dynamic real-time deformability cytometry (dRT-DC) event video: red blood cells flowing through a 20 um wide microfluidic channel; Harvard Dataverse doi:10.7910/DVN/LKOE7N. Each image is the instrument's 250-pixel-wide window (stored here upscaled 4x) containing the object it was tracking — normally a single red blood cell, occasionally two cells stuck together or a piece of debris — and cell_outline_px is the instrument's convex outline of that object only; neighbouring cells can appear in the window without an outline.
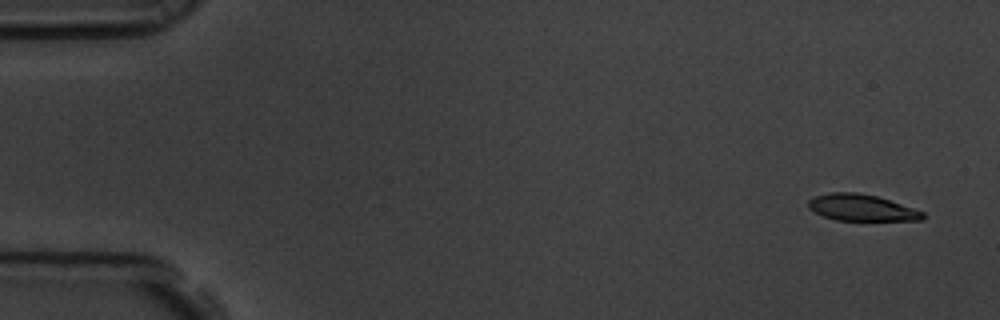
{"species": "common noctule bat (a hibernating species)", "species_latin": "Nyctalus noctula", "temperature_condition": "room temperature", "stored_images_in_passage": 5, "camera_frame_rate_fps": 3000, "um_per_image_px": 0.085, "animal": {"sex": "male", "body_mass_g": 19.5, "forearm_length_mm": 54.6}, "frame": {"image": 1, "passage_image": 1, "time_ms": 0.0, "image_size_px": [1000, 320], "cell_outline_px": [[924, 220], [836, 220], [824, 216], [808, 208], [808, 200], [816, 196], [832, 192], [856, 192], [876, 196], [924, 212]], "centroid_in_image_um": [73.21, 17.65], "position_along_channel_um": 11.8, "area_um2": 17.34}}
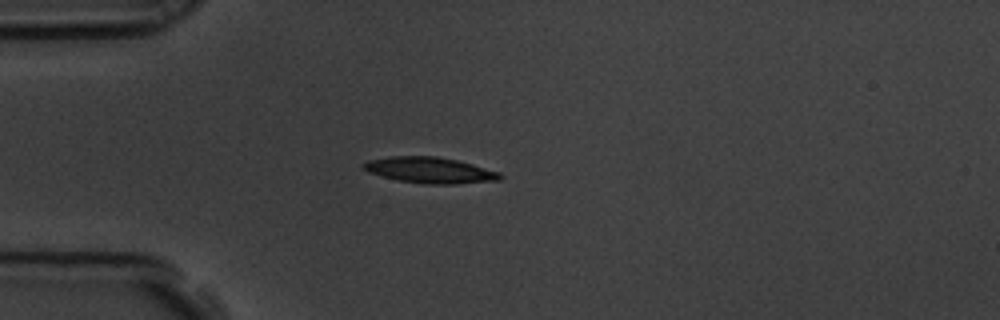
{"frame": {"image": 2, "passage_image": 5, "time_ms": 1.333, "image_size_px": [1000, 320], "cell_outline_px": [[504, 176], [500, 180], [452, 184], [424, 184], [396, 180], [368, 172], [360, 164], [368, 160], [392, 156], [436, 156], [456, 160], [472, 164], [500, 172]], "centroid_in_image_um": [36.53, 14.47], "position_along_channel_um": 48.5, "area_um2": 20.69}}